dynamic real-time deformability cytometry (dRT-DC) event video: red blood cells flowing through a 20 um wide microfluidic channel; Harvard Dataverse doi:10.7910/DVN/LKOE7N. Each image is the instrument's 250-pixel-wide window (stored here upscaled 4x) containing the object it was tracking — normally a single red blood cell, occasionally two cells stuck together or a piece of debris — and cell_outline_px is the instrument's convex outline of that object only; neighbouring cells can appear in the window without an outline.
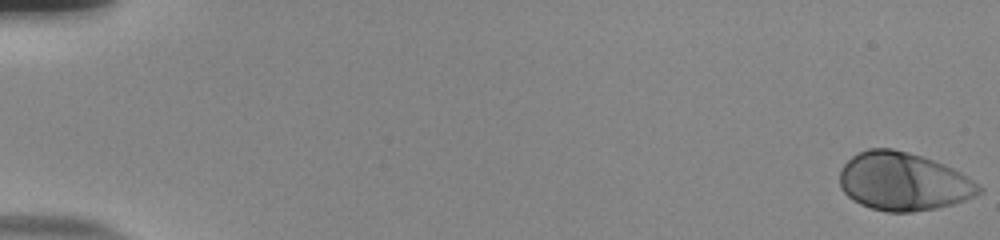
{"species": "human", "species_latin": "Homo sapiens", "temperature_condition": "room temperature", "stored_images_in_passage": 55, "camera_frame_rate_fps": 3000, "um_per_image_px": 0.085, "donor": {"sex": "male"}, "frame": {"image": 1, "passage_image": 1, "time_ms": 0.0, "image_size_px": [1000, 240], "cell_outline_px": [[984, 192], [976, 196], [952, 204], [936, 208], [912, 212], [888, 212], [872, 208], [860, 204], [852, 200], [840, 188], [840, 168], [852, 156], [868, 148], [892, 148], [908, 152], [944, 164], [960, 172], [984, 188]], "centroid_in_image_um": [76.78, 15.44], "position_along_channel_um": 8.2, "area_um2": 47.16}}
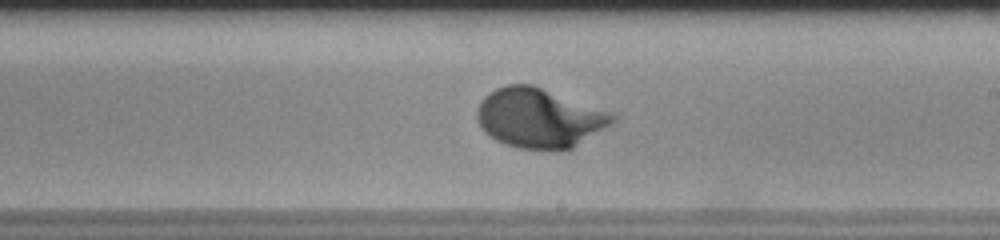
{"frame": {"image": 2, "passage_image": 34, "time_ms": 11.0, "image_size_px": [1000, 240], "cell_outline_px": [[616, 120], [572, 148], [560, 152], [556, 152], [516, 148], [504, 144], [496, 140], [484, 132], [476, 116], [476, 108], [480, 100], [484, 96], [496, 88], [508, 84], [532, 84], [616, 116]], "centroid_in_image_um": [45.75, 10.07], "position_along_channel_um": 243.3, "area_um2": 46.64}}
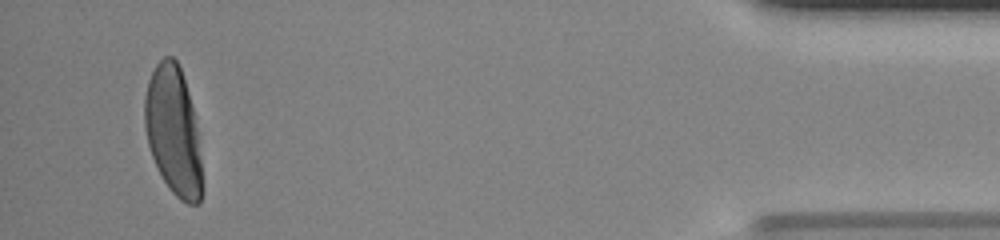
{"frame": {"image": 3, "passage_image": 53, "time_ms": 17.333, "image_size_px": [1000, 240], "cell_outline_px": [[204, 192], [200, 204], [188, 204], [180, 200], [172, 192], [164, 180], [152, 156], [148, 144], [144, 124], [144, 100], [148, 80], [156, 64], [164, 56], [172, 56], [176, 60], [180, 68], [188, 92], [200, 136], [204, 188]], "centroid_in_image_um": [14.77, 11.19], "position_along_channel_um": 420.4, "area_um2": 43.75}, "authors_computed_cell_mechanics": {"area_um2": 45.3152, "velocity_mm_per_s": 3.8062, "shape_relaxation_time_tau1_ms": 2.8235, "shape_relaxation_time_tau2_ms": null, "deformation_change_tau1": 0.1913, "deformation_change_tau2": null}}